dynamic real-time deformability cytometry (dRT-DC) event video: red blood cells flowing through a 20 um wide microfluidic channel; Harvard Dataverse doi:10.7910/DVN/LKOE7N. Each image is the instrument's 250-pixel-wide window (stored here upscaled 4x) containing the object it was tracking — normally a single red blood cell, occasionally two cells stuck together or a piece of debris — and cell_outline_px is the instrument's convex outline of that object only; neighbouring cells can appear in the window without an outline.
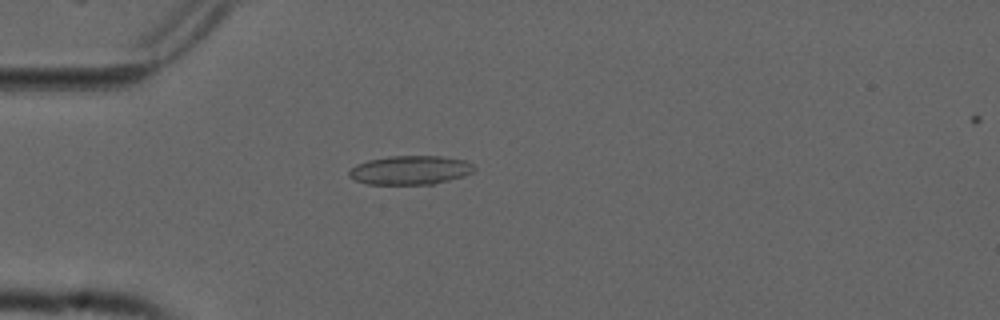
{"species": "common noctule bat (a hibernating species)", "species_latin": "Nyctalus noctula", "temperature_condition": "cold", "stored_images_in_passage": 54, "camera_frame_rate_fps": 3000, "um_per_image_px": 0.085, "animal": {"sex": "male", "forearm_length_mm": 52.5}, "frame": {"image": 1, "passage_image": 15, "time_ms": 4.667, "image_size_px": [1000, 320], "cell_outline_px": [[476, 168], [472, 172], [464, 176], [432, 184], [368, 184], [356, 180], [348, 176], [348, 172], [356, 164], [368, 160], [388, 156], [440, 156], [464, 160], [472, 164]], "centroid_in_image_um": [34.86, 14.45], "position_along_channel_um": 50.1, "area_um2": 20.98}}
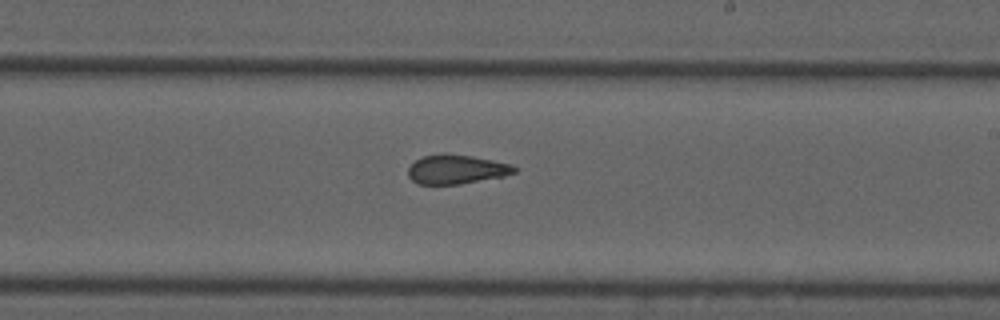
{"frame": {"image": 2, "passage_image": 32, "time_ms": 10.333, "image_size_px": [1000, 320], "cell_outline_px": [[516, 172], [504, 176], [460, 184], [416, 184], [408, 176], [408, 168], [416, 160], [424, 156], [444, 152], [472, 156], [512, 164], [516, 168]], "centroid_in_image_um": [38.78, 14.39], "position_along_channel_um": 250.2, "area_um2": 18.15}}
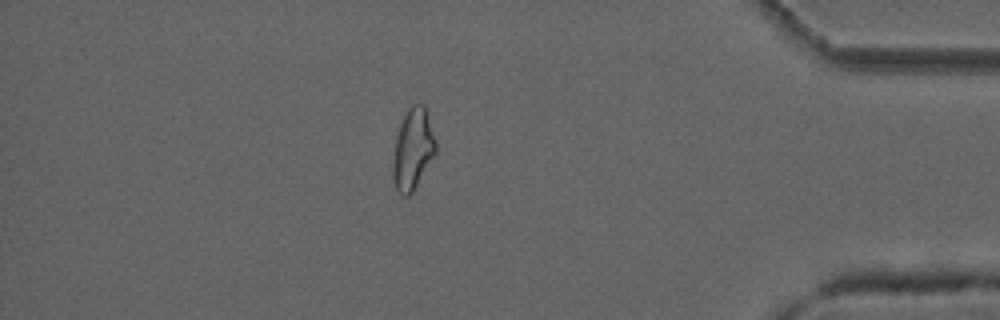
{"frame": {"image": 3, "passage_image": 47, "time_ms": 15.333, "image_size_px": [1000, 320], "cell_outline_px": [[436, 152], [412, 192], [408, 196], [404, 196], [396, 188], [392, 176], [392, 164], [396, 136], [400, 124], [408, 108], [412, 104], [424, 104], [436, 140]], "centroid_in_image_um": [35.08, 12.66], "position_along_channel_um": 400.1, "area_um2": 20.0}, "authors_computed_cell_mechanics": {"area_um2": 19.652, "velocity_mm_per_s": 3.7484, "shape_relaxation_time_tau1_ms": 6.6068, "shape_relaxation_time_tau2_ms": 1.7567, "deformation_change_tau1": 0.1612, "deformation_change_tau2": 0.1079}}